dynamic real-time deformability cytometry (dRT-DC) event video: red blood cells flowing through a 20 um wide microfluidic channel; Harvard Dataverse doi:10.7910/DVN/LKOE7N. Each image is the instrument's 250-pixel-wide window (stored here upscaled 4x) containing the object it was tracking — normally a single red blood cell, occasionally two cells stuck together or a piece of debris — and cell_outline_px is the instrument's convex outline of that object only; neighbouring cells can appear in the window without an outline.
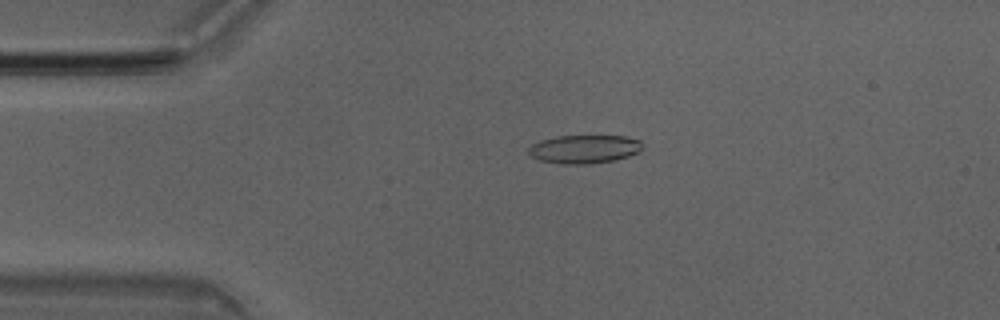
{"species": "Egyptian fruit bat (a non-hibernating species)", "species_latin": "Rousettus aegyptiacus", "temperature_condition": "room temperature", "stored_images_in_passage": 50, "camera_frame_rate_fps": 3000, "um_per_image_px": 0.085, "animal": {"sex": "male"}, "frame": {"image": 1, "passage_image": 11, "time_ms": 3.333, "image_size_px": [1000, 320], "cell_outline_px": [[644, 148], [628, 156], [612, 160], [588, 164], [560, 164], [540, 160], [532, 156], [528, 152], [528, 148], [532, 144], [540, 140], [556, 136], [624, 136], [640, 140], [644, 144]], "centroid_in_image_um": [49.66, 12.67], "position_along_channel_um": 35.3, "area_um2": 18.84}}
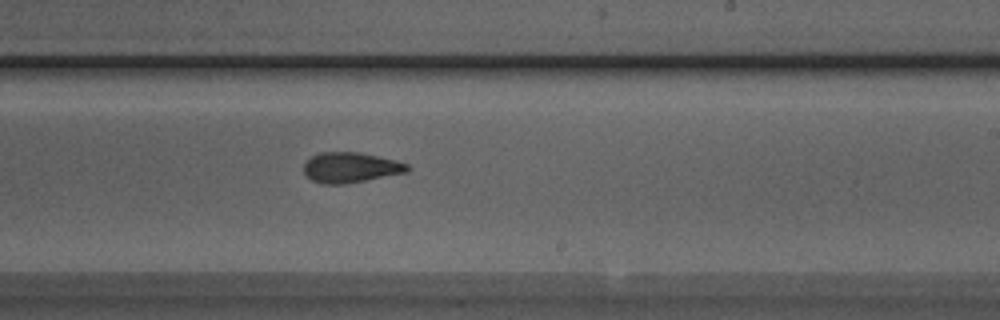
{"frame": {"image": 2, "passage_image": 30, "time_ms": 9.667, "image_size_px": [1000, 320], "cell_outline_px": [[412, 168], [408, 172], [344, 184], [320, 184], [312, 180], [304, 172], [304, 164], [312, 156], [320, 152], [360, 152], [396, 160], [408, 164]], "centroid_in_image_um": [29.83, 14.23], "position_along_channel_um": 259.2, "area_um2": 18.32}}
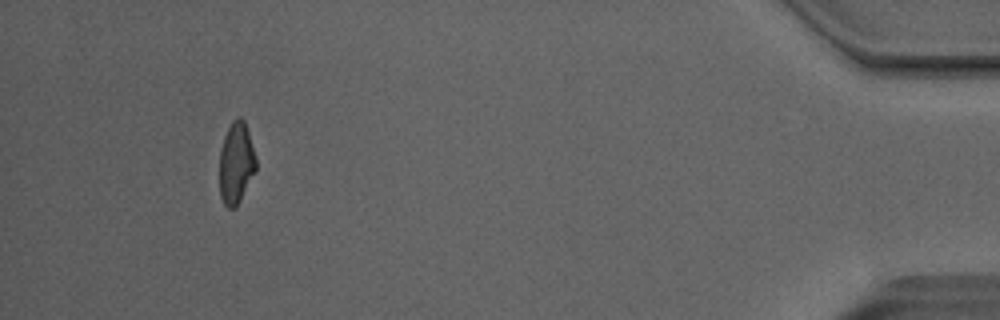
{"frame": {"image": 3, "passage_image": 47, "time_ms": 15.333, "image_size_px": [1000, 320], "cell_outline_px": [[256, 172], [240, 200], [232, 208], [228, 208], [224, 204], [220, 196], [220, 148], [224, 136], [232, 120], [236, 116], [240, 116], [244, 120], [256, 156]], "centroid_in_image_um": [20.08, 13.83], "position_along_channel_um": 415.1, "area_um2": 17.4}, "authors_computed_cell_mechanics": {"area_um2": 18.5827, "velocity_mm_per_s": 4.0662, "shape_relaxation_time_tau1_ms": 6.2998, "shape_relaxation_time_tau2_ms": 1.7927, "deformation_change_tau1": 0.1867, "deformation_change_tau2": 0.097}}